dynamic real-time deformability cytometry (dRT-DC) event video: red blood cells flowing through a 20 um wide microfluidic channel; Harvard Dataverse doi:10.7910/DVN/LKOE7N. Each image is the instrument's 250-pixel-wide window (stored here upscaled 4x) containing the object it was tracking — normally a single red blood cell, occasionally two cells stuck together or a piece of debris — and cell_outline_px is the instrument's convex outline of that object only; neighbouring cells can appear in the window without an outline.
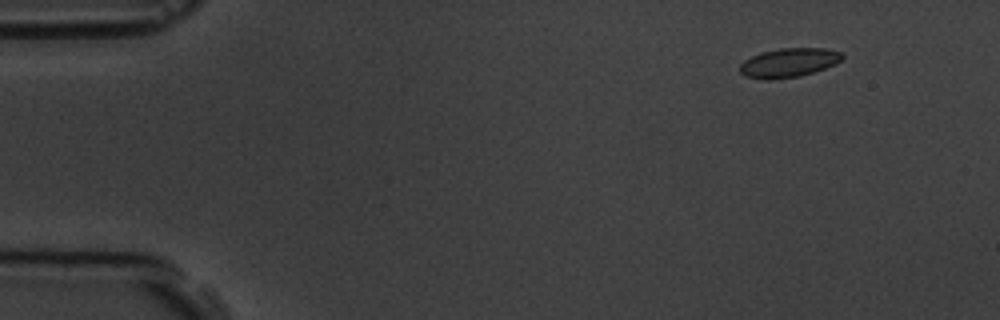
{"species": "common noctule bat (a hibernating species)", "species_latin": "Nyctalus noctula", "temperature_condition": "room temperature", "stored_images_in_passage": 5, "camera_frame_rate_fps": 3000, "um_per_image_px": 0.085, "animal": {"sex": "male", "body_mass_g": 19.5, "forearm_length_mm": 54.6}, "frame": {"image": 1, "passage_image": 2, "time_ms": 1.0, "image_size_px": [1000, 320], "cell_outline_px": [[844, 56], [836, 64], [800, 76], [768, 80], [764, 80], [744, 76], [740, 72], [740, 64], [744, 60], [760, 52], [780, 48], [824, 48], [840, 52]], "centroid_in_image_um": [67.01, 5.33], "position_along_channel_um": 18.0, "area_um2": 17.34}}
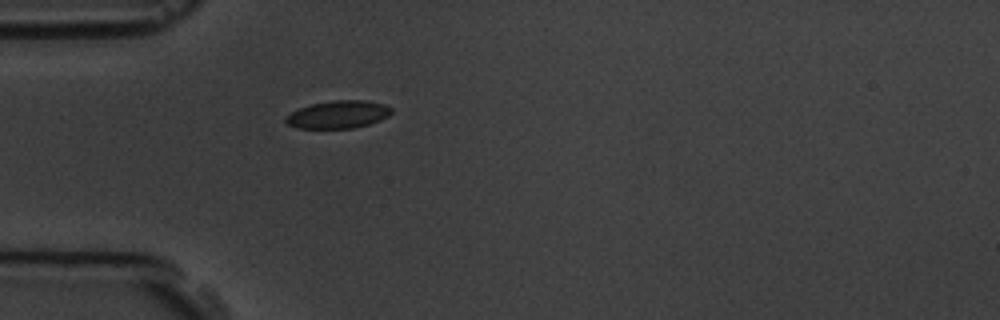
{"frame": {"image": 2, "passage_image": 5, "time_ms": 4.667, "image_size_px": [1000, 320], "cell_outline_px": [[392, 112], [388, 116], [380, 120], [368, 124], [352, 128], [296, 128], [288, 124], [284, 120], [284, 116], [300, 108], [312, 104], [332, 100], [368, 100], [384, 104], [392, 108]], "centroid_in_image_um": [28.74, 9.72], "position_along_channel_um": 56.3, "area_um2": 17.05}}